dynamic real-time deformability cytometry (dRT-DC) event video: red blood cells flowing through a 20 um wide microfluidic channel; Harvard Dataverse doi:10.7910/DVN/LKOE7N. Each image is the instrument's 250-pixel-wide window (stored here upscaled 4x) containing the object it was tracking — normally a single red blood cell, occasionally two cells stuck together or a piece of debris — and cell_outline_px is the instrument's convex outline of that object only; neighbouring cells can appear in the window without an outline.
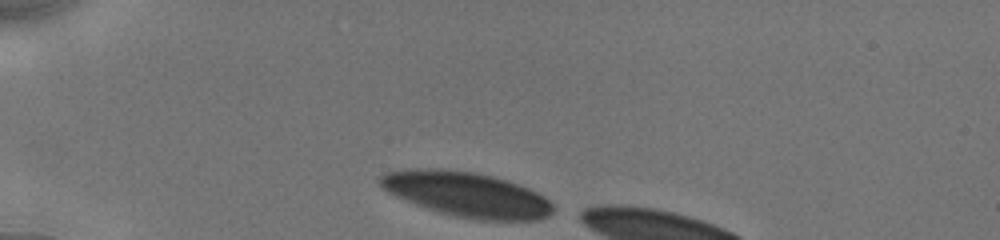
{"species": "human", "species_latin": "Homo sapiens", "temperature_condition": "cold", "stored_images_in_passage": 6, "camera_frame_rate_fps": 3000, "um_per_image_px": 0.085, "donor": {"sex": "male"}, "frame": {"image": 1, "passage_image": 1, "time_ms": 0.0, "image_size_px": [1000, 240], "cell_outline_px": [[556, 208], [548, 216], [540, 220], [476, 220], [456, 216], [440, 212], [416, 204], [396, 196], [388, 192], [376, 180], [380, 176], [388, 172], [408, 168], [440, 168], [476, 172], [492, 176], [528, 188], [544, 196]], "centroid_in_image_um": [39.67, 16.52], "position_along_channel_um": 45.3, "area_um2": 45.14}}